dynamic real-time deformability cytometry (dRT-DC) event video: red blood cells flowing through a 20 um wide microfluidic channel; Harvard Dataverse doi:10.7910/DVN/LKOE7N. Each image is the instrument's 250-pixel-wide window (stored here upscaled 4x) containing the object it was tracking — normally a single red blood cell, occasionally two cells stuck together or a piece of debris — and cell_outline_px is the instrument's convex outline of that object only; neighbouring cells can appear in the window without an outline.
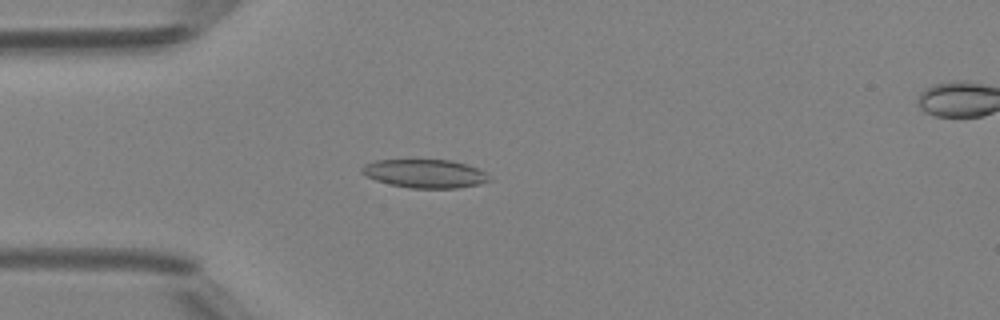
{"species": "Egyptian fruit bat (a non-hibernating species)", "species_latin": "Rousettus aegyptiacus", "temperature_condition": "room temperature", "stored_images_in_passage": 37, "camera_frame_rate_fps": 3000, "um_per_image_px": 0.085, "animal": {"sex": "female"}, "frame": {"image": 1, "passage_image": 8, "time_ms": 2.333, "image_size_px": [1000, 320], "cell_outline_px": [[492, 180], [480, 184], [456, 188], [408, 188], [388, 184], [376, 180], [360, 172], [360, 168], [364, 164], [376, 160], [452, 160], [476, 168], [484, 172]], "centroid_in_image_um": [36.09, 14.76], "position_along_channel_um": 48.9, "area_um2": 21.1}}
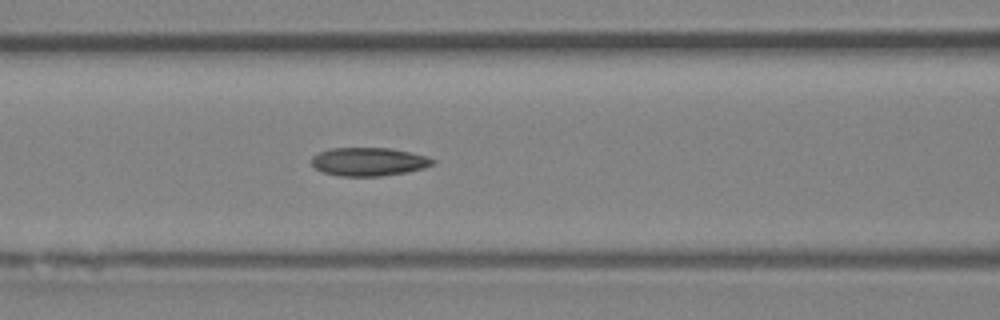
{"frame": {"image": 2, "passage_image": 15, "time_ms": 4.667, "image_size_px": [1000, 320], "cell_outline_px": [[436, 164], [424, 168], [408, 172], [380, 176], [340, 176], [324, 172], [316, 168], [312, 164], [312, 156], [320, 152], [332, 148], [392, 148], [428, 156], [436, 160]], "centroid_in_image_um": [31.41, 13.74], "position_along_channel_um": 135.2, "area_um2": 20.11}}
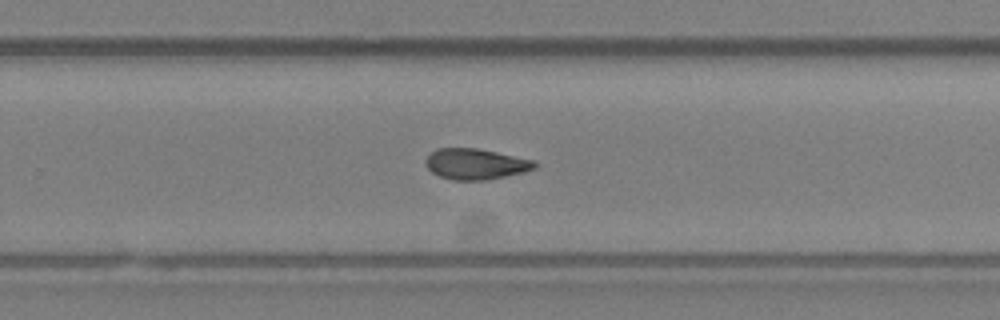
{"frame": {"image": 3, "passage_image": 26, "time_ms": 8.333, "image_size_px": [1000, 320], "cell_outline_px": [[540, 164], [536, 168], [524, 172], [484, 180], [452, 180], [440, 176], [432, 172], [424, 164], [424, 160], [436, 148], [476, 148], [496, 152], [532, 160]], "centroid_in_image_um": [40.41, 13.94], "position_along_channel_um": 289.4, "area_um2": 19.48}, "authors_computed_cell_mechanics": {"area_um2": 20.519, "velocity_mm_per_s": 4.2243, "shape_relaxation_time_tau1_ms": null, "shape_relaxation_time_tau2_ms": 3.616, "deformation_change_tau1": null, "deformation_change_tau2": 0.0931}}